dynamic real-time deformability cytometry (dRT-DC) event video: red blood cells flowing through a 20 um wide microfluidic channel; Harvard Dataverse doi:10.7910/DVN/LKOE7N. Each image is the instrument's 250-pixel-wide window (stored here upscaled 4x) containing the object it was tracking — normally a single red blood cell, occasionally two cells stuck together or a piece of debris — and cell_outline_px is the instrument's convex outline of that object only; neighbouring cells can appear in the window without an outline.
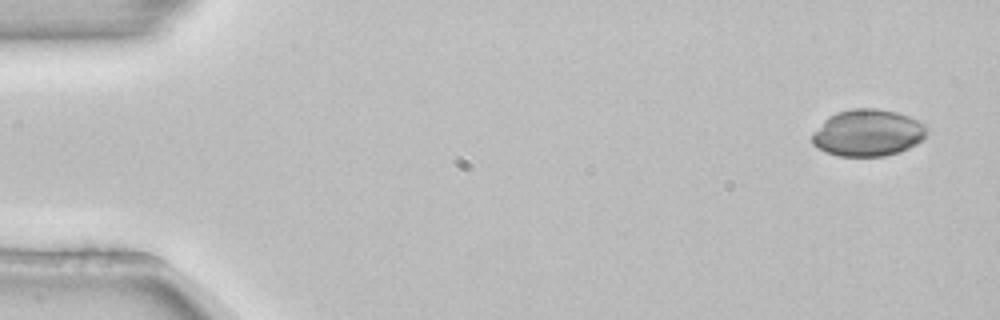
{"species": "common noctule bat (a hibernating species)", "species_latin": "Nyctalus noctula", "temperature_condition": "room temperature", "stored_images_in_passage": 5, "segment_of_instrument_passage": [1, 2], "camera_frame_rate_fps": 3000, "um_per_image_px": 0.085, "animal": {"sex": "female", "body_mass_g": 22.7, "forearm_length_mm": 54.2}, "frame": {"image": 1, "passage_image": 1, "time_ms": 0.0, "image_size_px": [1000, 320], "cell_outline_px": [[928, 132], [924, 140], [900, 152], [884, 156], [840, 156], [824, 152], [816, 148], [812, 144], [812, 132], [828, 116], [836, 112], [852, 108], [876, 108], [896, 112], [908, 116], [924, 124], [928, 128]], "centroid_in_image_um": [73.75, 11.29], "position_along_channel_um": 11.2, "area_um2": 31.67}}
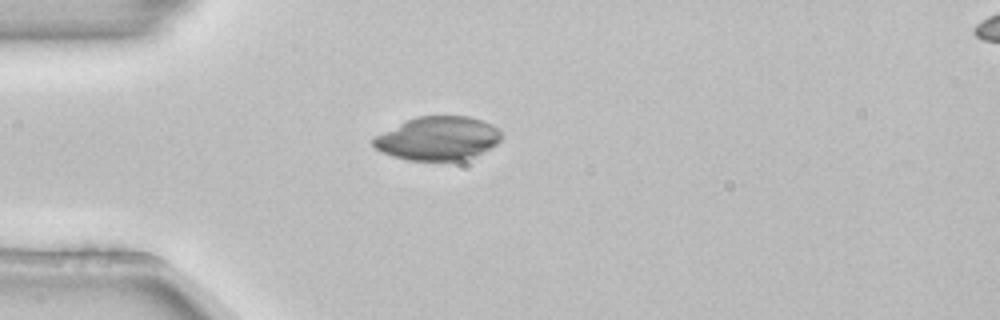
{"frame": {"image": 2, "passage_image": 4, "time_ms": 1.0, "image_size_px": [1000, 320], "cell_outline_px": [[500, 140], [496, 144], [464, 160], [408, 160], [392, 156], [376, 148], [372, 144], [372, 140], [376, 136], [416, 116], [468, 116], [492, 124], [500, 132]], "centroid_in_image_um": [37.22, 11.76], "position_along_channel_um": 47.8, "area_um2": 31.85}}